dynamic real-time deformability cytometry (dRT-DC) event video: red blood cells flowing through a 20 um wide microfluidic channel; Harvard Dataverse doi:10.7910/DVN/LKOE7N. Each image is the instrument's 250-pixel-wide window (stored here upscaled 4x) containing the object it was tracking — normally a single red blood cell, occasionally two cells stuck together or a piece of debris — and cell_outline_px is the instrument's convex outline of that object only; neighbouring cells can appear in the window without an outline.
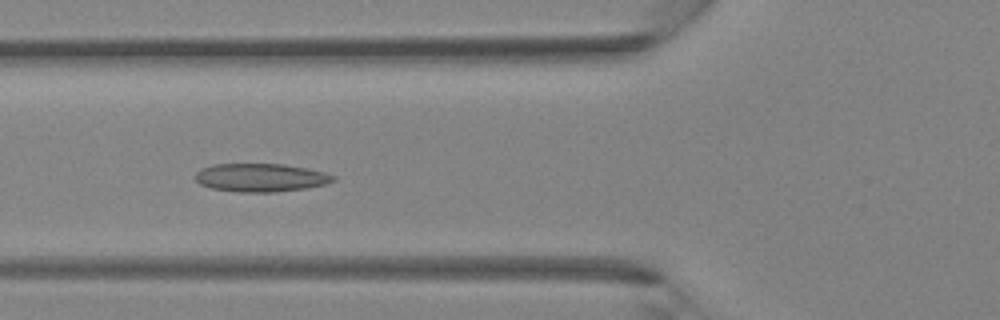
{"species": "Egyptian fruit bat (a non-hibernating species)", "species_latin": "Rousettus aegyptiacus", "temperature_condition": "room temperature", "stored_images_in_passage": 36, "camera_frame_rate_fps": 3000, "um_per_image_px": 0.085, "animal": {"sex": "female"}, "frame": {"image": 1, "passage_image": 11, "time_ms": 3.333, "image_size_px": [1000, 320], "cell_outline_px": [[336, 180], [328, 184], [308, 188], [276, 192], [236, 192], [212, 188], [200, 184], [196, 180], [196, 172], [200, 168], [212, 164], [284, 164], [308, 168], [324, 172], [336, 176]], "centroid_in_image_um": [22.2, 15.1], "position_along_channel_um": 103.6, "area_um2": 23.0}}
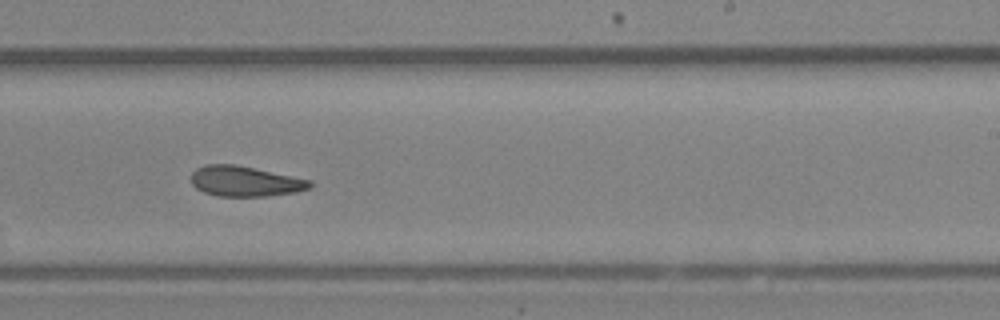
{"frame": {"image": 2, "passage_image": 21, "time_ms": 6.667, "image_size_px": [1000, 320], "cell_outline_px": [[312, 188], [296, 192], [268, 196], [220, 196], [204, 192], [196, 188], [192, 184], [192, 172], [196, 168], [204, 164], [232, 164], [312, 180]], "centroid_in_image_um": [20.83, 15.41], "position_along_channel_um": 268.2, "area_um2": 20.87}}
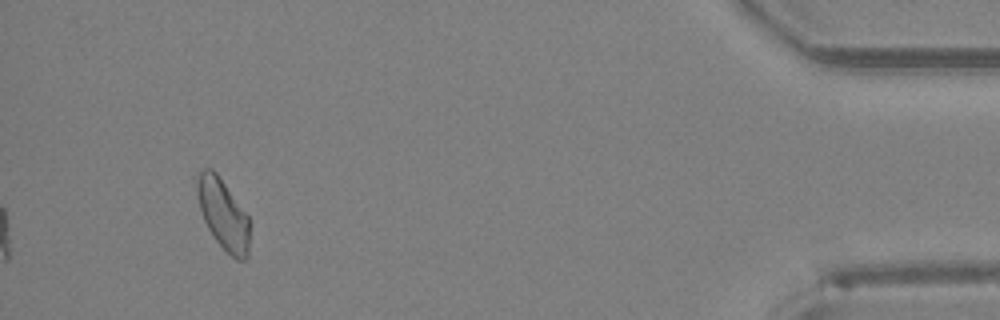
{"frame": {"image": 3, "passage_image": 34, "time_ms": 11.0, "image_size_px": [1000, 320], "cell_outline_px": [[248, 260], [236, 260], [216, 240], [208, 228], [204, 220], [200, 208], [196, 192], [196, 180], [200, 172], [204, 168], [212, 168], [216, 172], [248, 216]], "centroid_in_image_um": [18.95, 18.2], "position_along_channel_um": 416.3, "area_um2": 21.15}}